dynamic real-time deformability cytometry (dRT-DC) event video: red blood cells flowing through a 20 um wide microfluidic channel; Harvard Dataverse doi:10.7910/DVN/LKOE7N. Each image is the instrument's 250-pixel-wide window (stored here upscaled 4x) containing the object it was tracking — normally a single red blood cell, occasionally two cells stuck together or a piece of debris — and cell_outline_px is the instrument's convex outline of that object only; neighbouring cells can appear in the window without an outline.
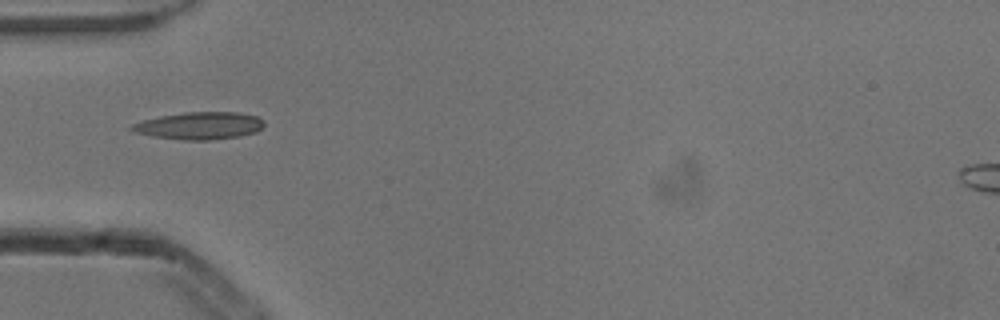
{"species": "common noctule bat (a hibernating species)", "species_latin": "Nyctalus noctula", "temperature_condition": "cold", "stored_images_in_passage": 3, "camera_frame_rate_fps": 3000, "um_per_image_px": 0.085, "animal": {"sex": "male", "body_mass_g": 13.3}, "frame": {"image": 1, "passage_image": 3, "time_ms": 0.667, "image_size_px": [1000, 320], "cell_outline_px": [[264, 124], [256, 132], [240, 136], [212, 140], [184, 140], [152, 136], [136, 132], [128, 128], [132, 124], [144, 120], [160, 116], [184, 112], [240, 112], [256, 116], [264, 120]], "centroid_in_image_um": [16.97, 10.68], "position_along_channel_um": 68.0, "area_um2": 21.1}}